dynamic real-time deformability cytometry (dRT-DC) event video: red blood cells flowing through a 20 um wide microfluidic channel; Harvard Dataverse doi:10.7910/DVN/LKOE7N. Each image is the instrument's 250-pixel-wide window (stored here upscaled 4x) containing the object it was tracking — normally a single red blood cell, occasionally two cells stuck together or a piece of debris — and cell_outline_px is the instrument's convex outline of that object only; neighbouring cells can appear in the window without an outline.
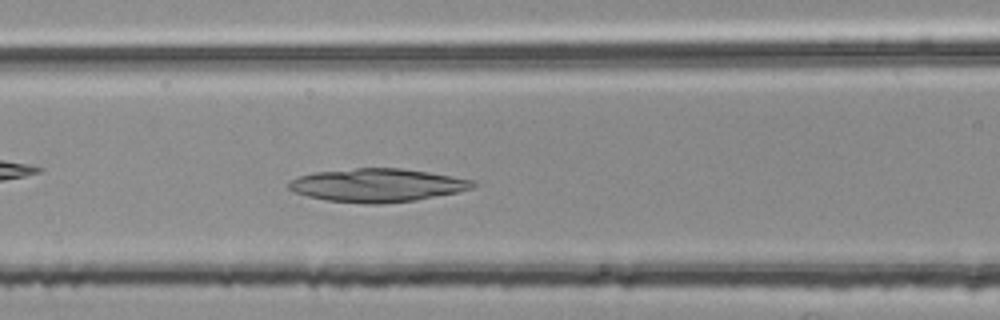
{"species": "common noctule bat (a hibernating species)", "species_latin": "Nyctalus noctula", "temperature_condition": "room temperature", "stored_images_in_passage": 47, "camera_frame_rate_fps": 3000, "um_per_image_px": 0.085, "animal": {"sex": "female", "body_mass_g": 25.1}, "frame": {"image": 1, "passage_image": 18, "time_ms": 5.667, "image_size_px": [1000, 320], "cell_outline_px": [[476, 184], [472, 188], [456, 192], [416, 200], [380, 204], [364, 204], [328, 200], [308, 196], [292, 192], [288, 188], [288, 184], [292, 180], [300, 176], [312, 172], [356, 168], [400, 168], [428, 172], [476, 180]], "centroid_in_image_um": [32.06, 15.74], "position_along_channel_um": 134.5, "area_um2": 35.66}}
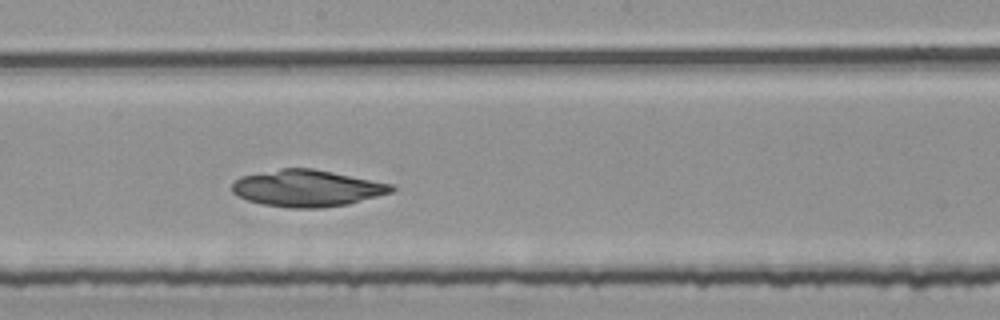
{"frame": {"image": 2, "passage_image": 25, "time_ms": 8.0, "image_size_px": [1000, 320], "cell_outline_px": [[396, 188], [392, 192], [348, 204], [320, 208], [288, 208], [264, 204], [248, 200], [232, 192], [232, 184], [240, 176], [280, 168], [312, 168], [392, 184]], "centroid_in_image_um": [26.09, 16.0], "position_along_channel_um": 222.1, "area_um2": 33.87}}
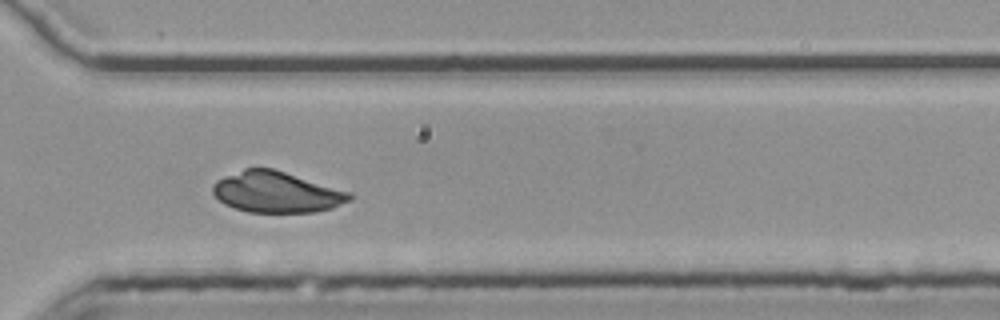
{"frame": {"image": 3, "passage_image": 35, "time_ms": 11.333, "image_size_px": [1000, 320], "cell_outline_px": [[352, 200], [332, 208], [316, 212], [248, 212], [224, 204], [212, 192], [212, 188], [216, 180], [224, 176], [244, 168], [272, 168], [352, 192]], "centroid_in_image_um": [23.52, 16.33], "position_along_channel_um": 347.1, "area_um2": 32.66}}